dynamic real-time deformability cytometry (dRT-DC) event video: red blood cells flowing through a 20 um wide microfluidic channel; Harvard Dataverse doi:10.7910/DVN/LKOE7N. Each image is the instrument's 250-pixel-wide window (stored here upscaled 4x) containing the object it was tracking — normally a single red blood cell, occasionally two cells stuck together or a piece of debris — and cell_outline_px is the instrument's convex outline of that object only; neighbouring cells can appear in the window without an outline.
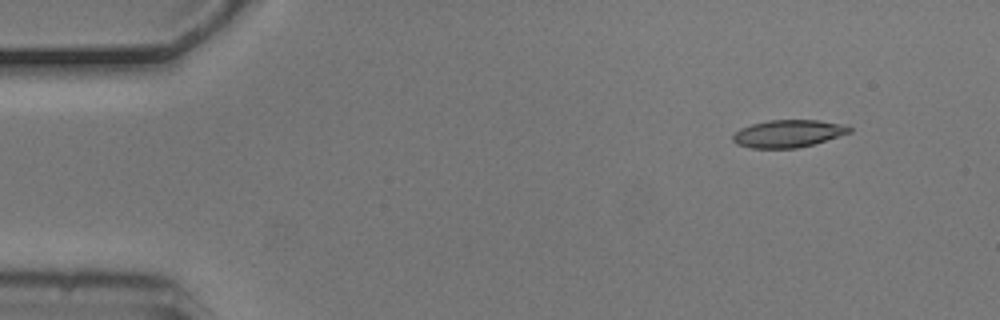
{"species": "common noctule bat (a hibernating species)", "species_latin": "Nyctalus noctula", "temperature_condition": "cold", "stored_images_in_passage": 2, "camera_frame_rate_fps": 3000, "um_per_image_px": 0.085, "animal": {"sex": "male", "body_mass_g": 20.5, "forearm_length_mm": 52.5}, "frame": {"image": 1, "passage_image": 1, "time_ms": 0.0, "image_size_px": [1000, 320], "cell_outline_px": [[852, 132], [812, 144], [796, 148], [752, 148], [736, 144], [732, 140], [732, 136], [740, 128], [752, 124], [768, 120], [820, 120], [844, 124], [852, 128]], "centroid_in_image_um": [66.99, 11.34], "position_along_channel_um": 18.0, "area_um2": 18.61}}